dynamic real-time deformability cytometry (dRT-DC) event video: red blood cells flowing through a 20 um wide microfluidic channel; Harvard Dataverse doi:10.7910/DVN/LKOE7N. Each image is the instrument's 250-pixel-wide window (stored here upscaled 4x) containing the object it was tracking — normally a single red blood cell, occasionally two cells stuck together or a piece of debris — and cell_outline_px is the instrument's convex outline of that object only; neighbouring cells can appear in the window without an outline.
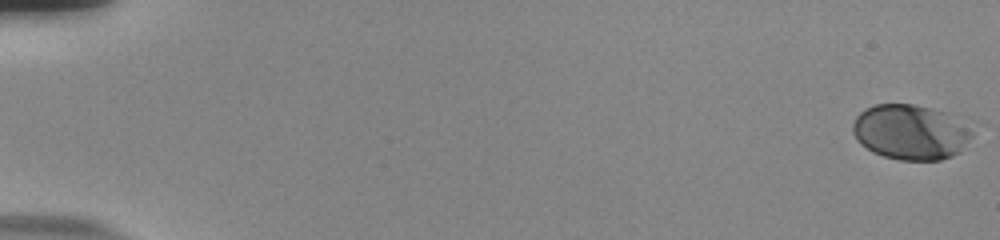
{"species": "human", "species_latin": "Homo sapiens", "temperature_condition": "room temperature", "stored_images_in_passage": 10, "camera_frame_rate_fps": 3000, "um_per_image_px": 0.085, "donor": {"sex": "male"}, "frame": {"image": 1, "passage_image": 1, "time_ms": 0.0, "image_size_px": [1000, 240], "cell_outline_px": [[972, 136], [960, 152], [952, 156], [940, 160], [900, 160], [884, 156], [872, 152], [860, 144], [856, 140], [852, 132], [852, 124], [856, 116], [864, 108], [876, 104], [912, 104], [932, 108], [948, 112], [972, 132]], "centroid_in_image_um": [77.34, 11.23], "position_along_channel_um": 7.7, "area_um2": 38.44}}